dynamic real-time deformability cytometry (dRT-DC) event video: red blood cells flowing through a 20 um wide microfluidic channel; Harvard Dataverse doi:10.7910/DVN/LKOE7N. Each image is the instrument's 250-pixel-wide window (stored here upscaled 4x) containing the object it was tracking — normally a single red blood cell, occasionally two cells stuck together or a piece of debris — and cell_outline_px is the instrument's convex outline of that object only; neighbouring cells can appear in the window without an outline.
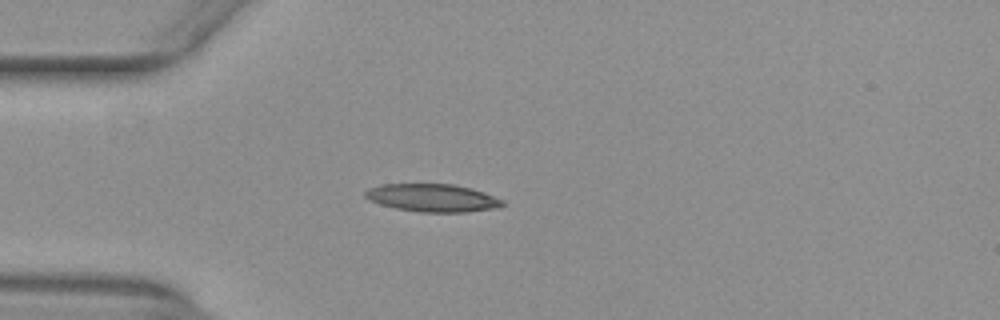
{"species": "common noctule bat (a hibernating species)", "species_latin": "Nyctalus noctula", "temperature_condition": "warm", "stored_images_in_passage": 39, "camera_frame_rate_fps": 3000, "um_per_image_px": 0.085, "animal": {"sex": "female", "body_mass_g": 29.2, "forearm_length_mm": 56.3}, "frame": {"image": 1, "passage_image": 1, "time_ms": 0.0, "image_size_px": [1000, 320], "cell_outline_px": [[504, 204], [500, 208], [468, 212], [420, 212], [396, 208], [380, 204], [368, 200], [364, 196], [364, 192], [368, 188], [380, 184], [452, 184], [472, 188], [484, 192], [504, 200]], "centroid_in_image_um": [36.78, 16.82], "position_along_channel_um": 48.2, "area_um2": 22.48}}
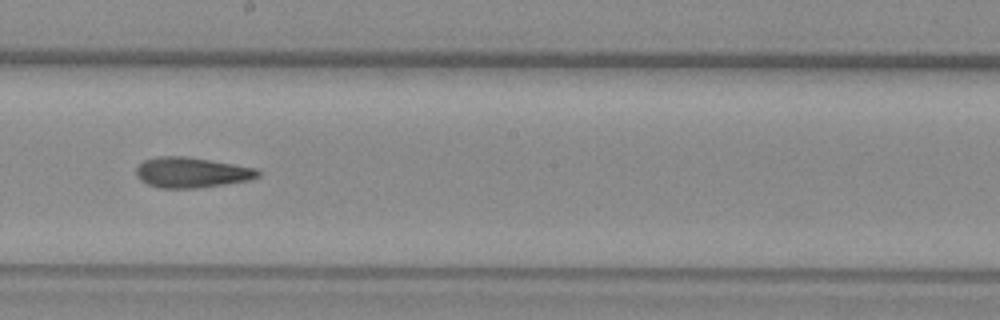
{"frame": {"image": 2, "passage_image": 16, "time_ms": 5.0, "image_size_px": [1000, 320], "cell_outline_px": [[260, 176], [248, 180], [224, 184], [196, 188], [160, 188], [148, 184], [140, 180], [136, 176], [136, 168], [144, 160], [156, 156], [184, 156], [256, 168], [260, 172]], "centroid_in_image_um": [16.25, 14.66], "position_along_channel_um": 232.0, "area_um2": 21.39}}
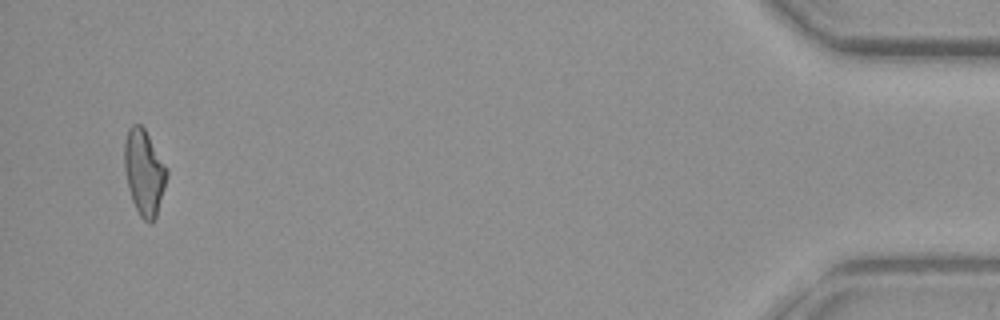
{"frame": {"image": 3, "passage_image": 37, "time_ms": 12.0, "image_size_px": [1000, 320], "cell_outline_px": [[168, 176], [156, 216], [148, 224], [140, 216], [132, 200], [128, 188], [124, 168], [124, 140], [128, 128], [132, 124], [140, 124], [144, 128], [168, 168]], "centroid_in_image_um": [12.25, 14.62], "position_along_channel_um": 423.0, "area_um2": 21.21}, "authors_computed_cell_mechanics": {"area_um2": 21.3282, "velocity_mm_per_s": 3.9692, "shape_relaxation_time_tau1_ms": null, "shape_relaxation_time_tau2_ms": 5.7305, "deformation_change_tau1": null, "deformation_change_tau2": 0.1724}}